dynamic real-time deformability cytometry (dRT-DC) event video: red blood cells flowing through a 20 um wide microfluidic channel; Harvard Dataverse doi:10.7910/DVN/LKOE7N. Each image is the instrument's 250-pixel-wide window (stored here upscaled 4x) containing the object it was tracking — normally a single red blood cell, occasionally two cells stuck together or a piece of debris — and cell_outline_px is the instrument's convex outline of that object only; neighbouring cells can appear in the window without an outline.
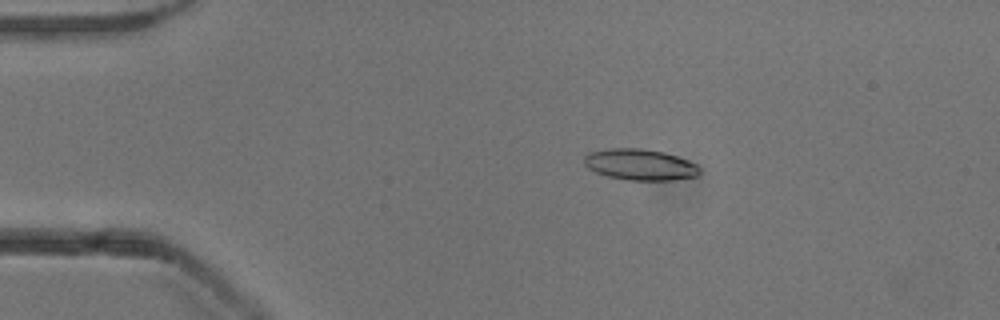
{"species": "common noctule bat (a hibernating species)", "species_latin": "Nyctalus noctula", "temperature_condition": "cold", "stored_images_in_passage": 52, "camera_frame_rate_fps": 3000, "um_per_image_px": 0.085, "animal": {"sex": "male", "body_mass_g": 13.3}, "frame": {"image": 1, "passage_image": 10, "time_ms": 3.0, "image_size_px": [1000, 320], "cell_outline_px": [[700, 172], [696, 176], [672, 180], [628, 180], [608, 176], [596, 172], [588, 168], [584, 164], [584, 156], [588, 152], [612, 148], [640, 148], [664, 152], [688, 160], [696, 164], [700, 168]], "centroid_in_image_um": [54.39, 13.99], "position_along_channel_um": 30.6, "area_um2": 20.92}}
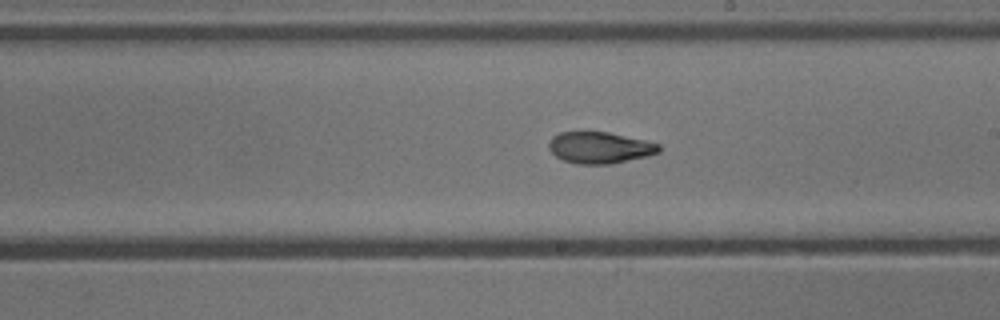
{"frame": {"image": 2, "passage_image": 30, "time_ms": 9.667, "image_size_px": [1000, 320], "cell_outline_px": [[660, 152], [648, 156], [612, 164], [576, 164], [564, 160], [556, 156], [548, 148], [548, 144], [552, 136], [560, 132], [608, 132], [644, 140], [660, 144]], "centroid_in_image_um": [50.98, 12.55], "position_along_channel_um": 238.0, "area_um2": 20.23}}
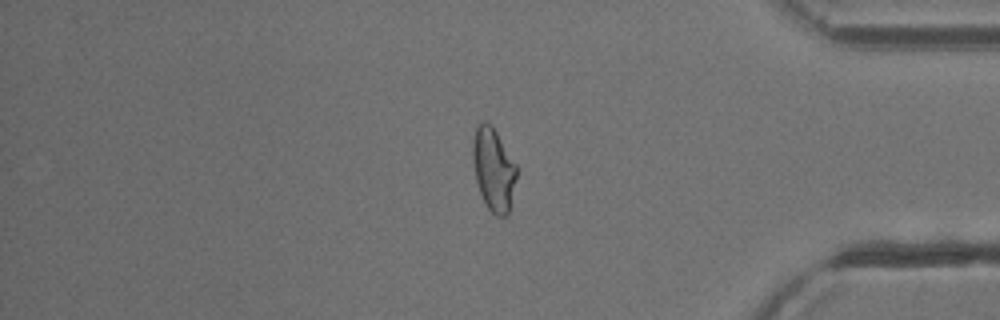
{"frame": {"image": 3, "passage_image": 44, "time_ms": 14.333, "image_size_px": [1000, 320], "cell_outline_px": [[516, 176], [508, 216], [496, 216], [488, 208], [480, 192], [476, 180], [472, 160], [472, 140], [476, 128], [480, 120], [484, 120], [492, 124], [516, 164]], "centroid_in_image_um": [41.93, 14.35], "position_along_channel_um": 393.3, "area_um2": 21.21}, "authors_computed_cell_mechanics": {"area_um2": 20.6346, "velocity_mm_per_s": 3.9044, "shape_relaxation_time_tau1_ms": 7.1266, "shape_relaxation_time_tau2_ms": 2.8329, "deformation_change_tau1": 0.1961, "deformation_change_tau2": 0.0949}}